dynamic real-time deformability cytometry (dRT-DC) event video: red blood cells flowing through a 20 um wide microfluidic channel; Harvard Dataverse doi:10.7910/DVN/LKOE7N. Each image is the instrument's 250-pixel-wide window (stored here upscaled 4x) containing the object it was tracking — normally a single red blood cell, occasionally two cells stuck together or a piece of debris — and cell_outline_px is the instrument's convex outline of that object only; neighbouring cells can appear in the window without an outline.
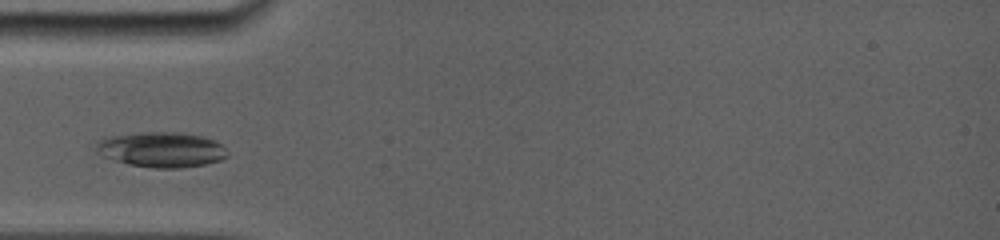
{"species": "common noctule bat (a hibernating species)", "species_latin": "Nyctalus noctula", "temperature_condition": "room temperature", "stored_images_in_passage": 31, "camera_frame_rate_fps": 5000, "um_per_image_px": 0.085, "animal": {"sex": "female", "body_mass_g": 19.0, "forearm_length_mm": 56.7}, "frame": {"image": 1, "passage_image": 1, "time_ms": 0.0, "image_size_px": [1000, 240], "cell_outline_px": [[228, 156], [220, 160], [208, 164], [180, 168], [152, 168], [128, 164], [104, 156], [96, 152], [96, 144], [100, 140], [112, 136], [140, 132], [176, 132], [200, 136], [212, 140], [220, 144], [224, 148]], "centroid_in_image_um": [13.72, 12.73], "position_along_channel_um": 71.3, "area_um2": 26.65}}